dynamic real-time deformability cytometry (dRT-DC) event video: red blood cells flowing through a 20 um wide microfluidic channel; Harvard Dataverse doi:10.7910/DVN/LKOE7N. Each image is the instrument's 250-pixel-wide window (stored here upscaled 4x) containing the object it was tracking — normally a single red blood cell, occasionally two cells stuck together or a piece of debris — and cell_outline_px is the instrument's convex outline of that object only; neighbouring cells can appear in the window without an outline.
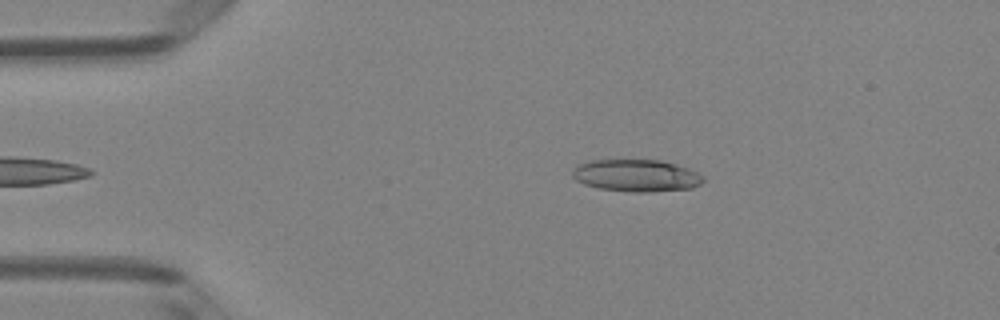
{"species": "Egyptian fruit bat (a non-hibernating species)", "species_latin": "Rousettus aegyptiacus", "temperature_condition": "room temperature", "stored_images_in_passage": 34, "camera_frame_rate_fps": 3000, "um_per_image_px": 0.085, "animal": {"sex": "female"}, "frame": {"image": 1, "passage_image": 1, "time_ms": 0.0, "image_size_px": [1000, 320], "cell_outline_px": [[704, 180], [700, 184], [692, 188], [648, 192], [632, 192], [600, 188], [584, 184], [576, 180], [572, 176], [572, 172], [576, 164], [592, 160], [660, 160], [676, 164], [688, 168], [704, 176]], "centroid_in_image_um": [54.08, 14.92], "position_along_channel_um": 30.9, "area_um2": 24.51}}
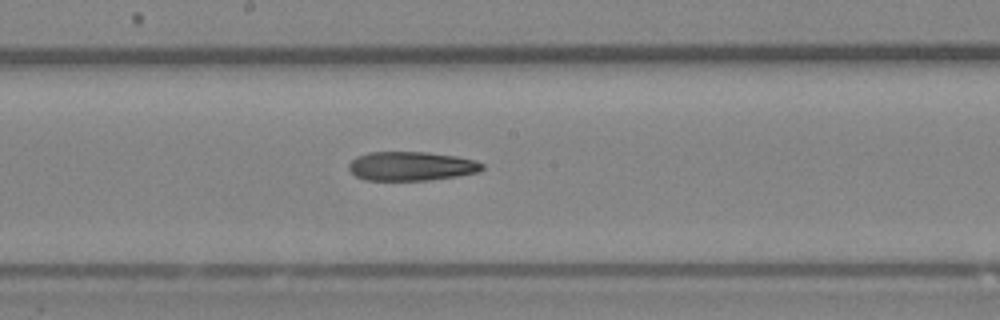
{"frame": {"image": 2, "passage_image": 18, "time_ms": 5.667, "image_size_px": [1000, 320], "cell_outline_px": [[484, 168], [480, 172], [456, 176], [428, 180], [364, 180], [356, 176], [348, 168], [348, 164], [356, 156], [368, 152], [424, 152], [456, 156], [472, 160], [484, 164]], "centroid_in_image_um": [34.94, 14.12], "position_along_channel_um": 213.3, "area_um2": 22.54}}
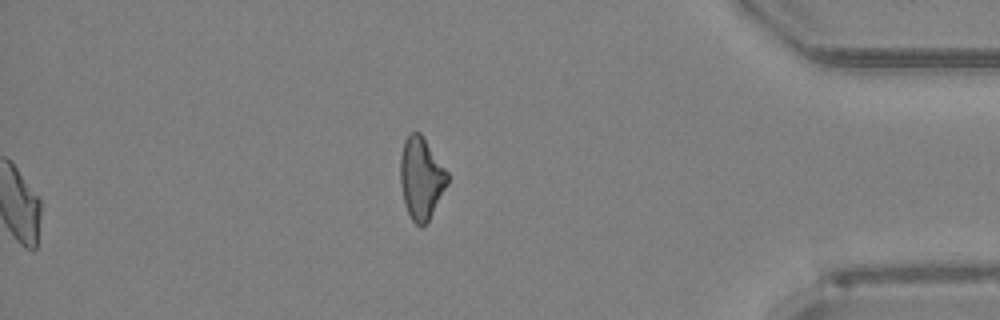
{"frame": {"image": 3, "passage_image": 34, "time_ms": 11.0, "image_size_px": [1000, 320], "cell_outline_px": [[448, 184], [428, 220], [420, 228], [412, 220], [404, 204], [400, 184], [400, 156], [404, 140], [412, 132], [420, 132], [448, 172]], "centroid_in_image_um": [35.79, 15.14], "position_along_channel_um": 399.4, "area_um2": 22.43}}